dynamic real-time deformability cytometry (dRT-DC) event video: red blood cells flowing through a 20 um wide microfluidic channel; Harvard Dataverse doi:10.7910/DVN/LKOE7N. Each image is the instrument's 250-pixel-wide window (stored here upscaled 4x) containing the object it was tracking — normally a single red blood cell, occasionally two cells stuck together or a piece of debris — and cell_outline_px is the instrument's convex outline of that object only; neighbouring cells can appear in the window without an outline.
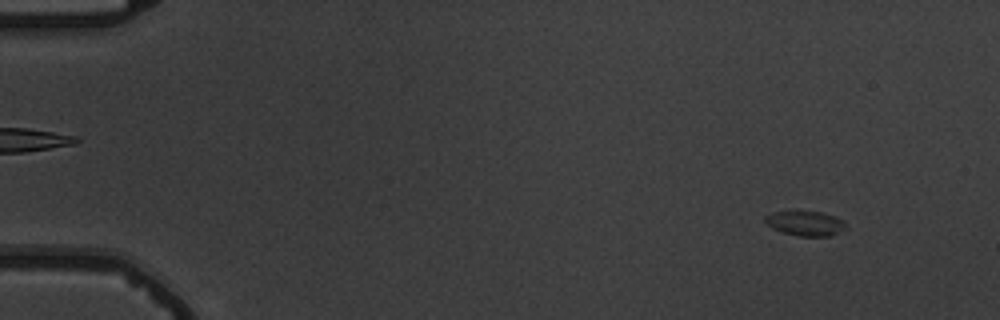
{"species": "common noctule bat (a hibernating species)", "species_latin": "Nyctalus noctula", "temperature_condition": "warm", "stored_images_in_passage": 11, "camera_frame_rate_fps": 3000, "um_per_image_px": 0.085, "animal": {"sex": "male", "body_mass_g": 19.5, "forearm_length_mm": 54.6}, "frame": {"image": 1, "passage_image": 2, "time_ms": 2.0, "image_size_px": [1000, 320], "cell_outline_px": [[848, 228], [828, 236], [796, 236], [772, 228], [764, 220], [764, 216], [772, 212], [820, 212], [836, 216], [844, 220]], "centroid_in_image_um": [68.49, 18.99], "position_along_channel_um": 16.5, "area_um2": 11.56}}
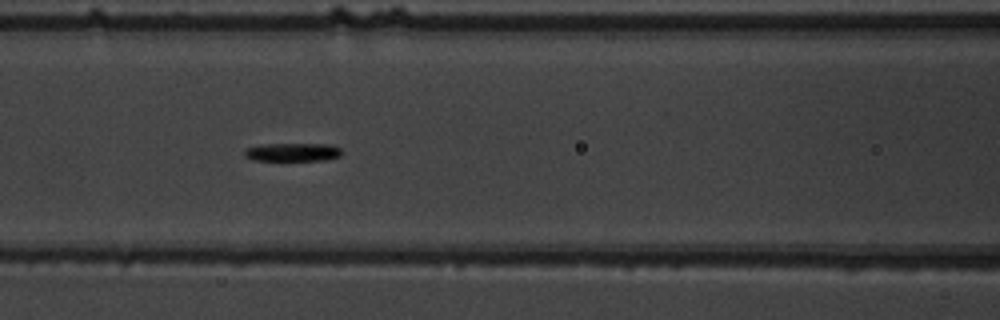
{"frame": {"image": 2, "passage_image": 8, "time_ms": 9.0, "image_size_px": [1000, 320], "cell_outline_px": [[344, 152], [340, 156], [324, 160], [256, 160], [244, 156], [244, 152], [248, 148], [264, 144], [328, 144], [340, 148]], "centroid_in_image_um": [24.93, 12.93], "position_along_channel_um": 141.7, "area_um2": 10.23}}
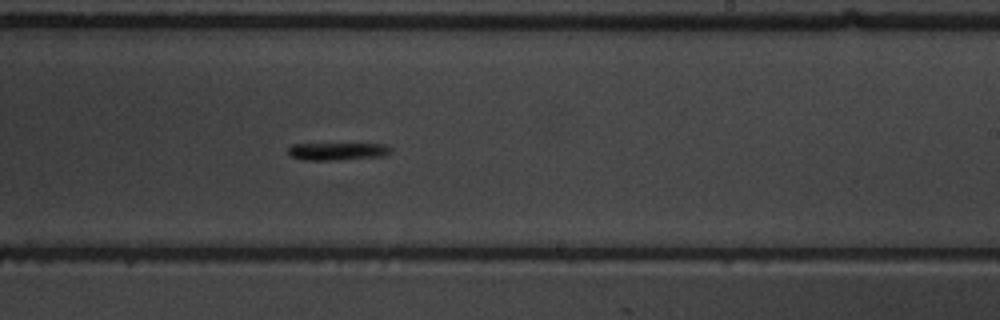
{"frame": {"image": 3, "passage_image": 11, "time_ms": 12.333, "image_size_px": [1000, 320], "cell_outline_px": [[392, 152], [384, 156], [336, 160], [304, 160], [292, 156], [288, 152], [288, 148], [292, 144], [388, 144], [392, 148]], "centroid_in_image_um": [28.74, 12.86], "position_along_channel_um": 260.3, "area_um2": 10.52}}